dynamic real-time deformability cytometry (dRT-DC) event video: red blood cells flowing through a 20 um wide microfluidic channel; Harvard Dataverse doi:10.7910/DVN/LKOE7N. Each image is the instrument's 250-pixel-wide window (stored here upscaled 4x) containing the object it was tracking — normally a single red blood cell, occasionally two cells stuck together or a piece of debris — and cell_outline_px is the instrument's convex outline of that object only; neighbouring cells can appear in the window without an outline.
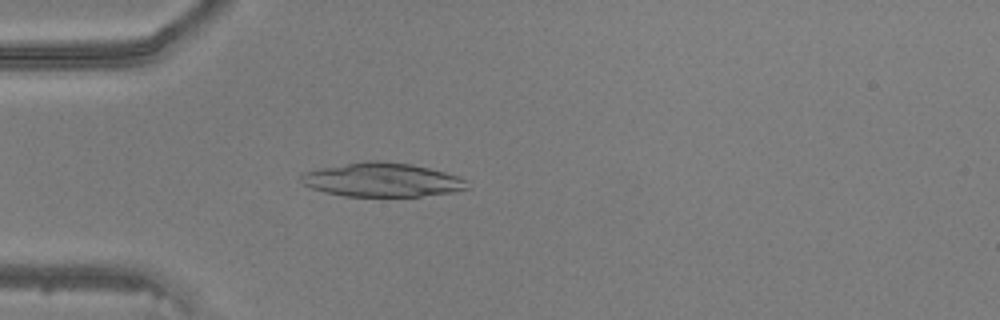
{"species": "common noctule bat (a hibernating species)", "species_latin": "Nyctalus noctula", "temperature_condition": "warm", "stored_images_in_passage": 43, "camera_frame_rate_fps": 3000, "um_per_image_px": 0.085, "animal": {"sex": "male", "body_mass_g": 20.5, "forearm_length_mm": 52.5}, "frame": {"image": 1, "passage_image": 9, "time_ms": 2.667, "image_size_px": [1000, 320], "cell_outline_px": [[468, 188], [452, 192], [420, 196], [344, 196], [324, 192], [312, 188], [304, 184], [300, 180], [300, 176], [304, 172], [320, 168], [368, 160], [376, 160], [412, 164], [444, 172], [456, 176], [464, 180]], "centroid_in_image_um": [32.43, 15.28], "position_along_channel_um": 52.6, "area_um2": 32.48}}
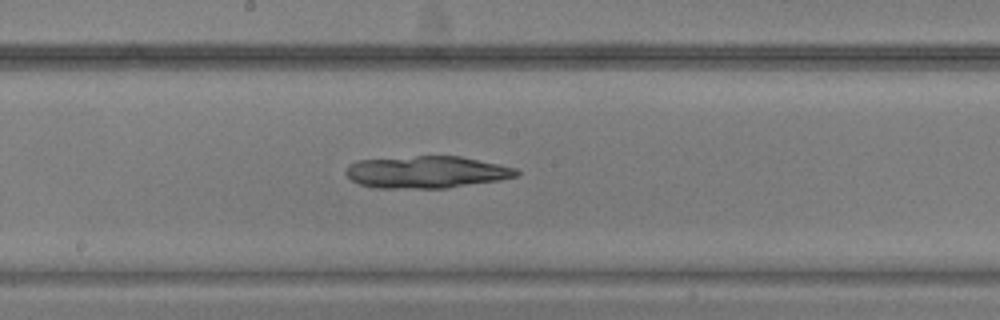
{"frame": {"image": 2, "passage_image": 21, "time_ms": 6.667, "image_size_px": [1000, 320], "cell_outline_px": [[520, 172], [516, 176], [500, 180], [448, 188], [372, 188], [360, 184], [352, 180], [344, 172], [348, 164], [360, 160], [416, 156], [460, 156], [500, 164], [516, 168]], "centroid_in_image_um": [36.26, 14.63], "position_along_channel_um": 211.9, "area_um2": 32.02}}
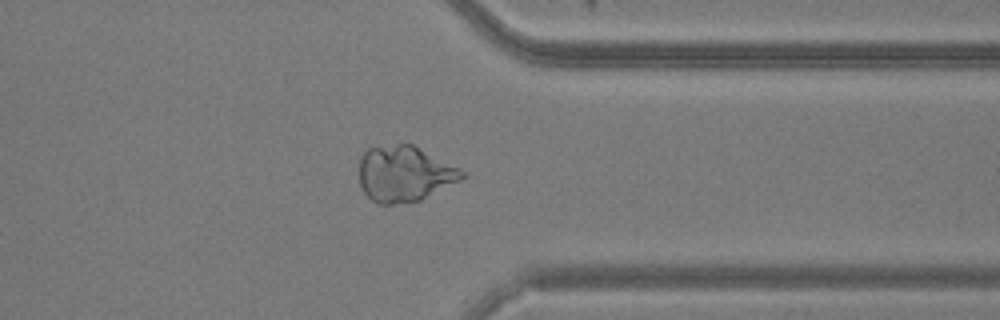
{"frame": {"image": 3, "passage_image": 33, "time_ms": 10.667, "image_size_px": [1000, 320], "cell_outline_px": [[464, 176], [460, 180], [420, 200], [392, 204], [380, 204], [372, 200], [364, 192], [360, 184], [360, 156], [368, 148], [396, 144], [412, 144], [460, 168], [464, 172]], "centroid_in_image_um": [34.36, 14.76], "position_along_channel_um": 377.0, "area_um2": 33.06}}